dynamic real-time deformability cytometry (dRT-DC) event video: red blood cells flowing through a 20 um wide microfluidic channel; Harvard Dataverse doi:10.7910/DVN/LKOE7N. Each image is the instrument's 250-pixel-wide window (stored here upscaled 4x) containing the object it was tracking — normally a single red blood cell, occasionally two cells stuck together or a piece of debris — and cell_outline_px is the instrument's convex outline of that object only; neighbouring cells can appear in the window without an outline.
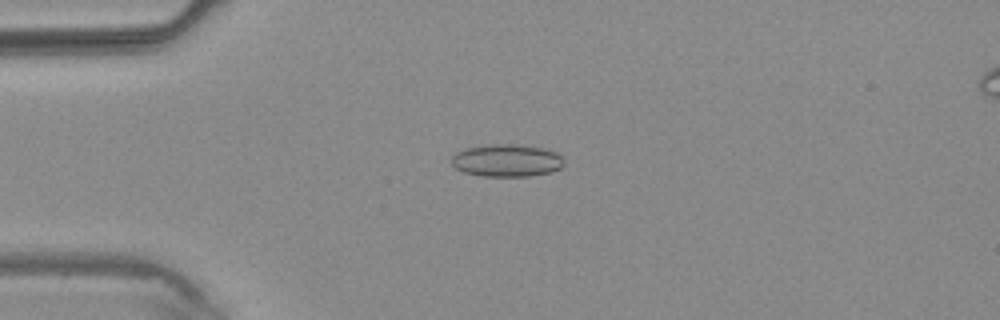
{"species": "common noctule bat (a hibernating species)", "species_latin": "Nyctalus noctula", "temperature_condition": "warm", "stored_images_in_passage": 1, "camera_frame_rate_fps": 3000, "um_per_image_px": 0.085, "animal": {"sex": "male", "body_mass_g": 20.4}, "frame": {"image": 1, "passage_image": 1, "time_ms": 0.0, "image_size_px": [1000, 320], "cell_outline_px": [[564, 164], [560, 168], [552, 172], [528, 176], [480, 176], [464, 172], [456, 168], [452, 164], [452, 156], [456, 152], [464, 148], [488, 144], [516, 144], [544, 148], [556, 152], [560, 156]], "centroid_in_image_um": [43.06, 13.63], "position_along_channel_um": 41.9, "area_um2": 21.39}}